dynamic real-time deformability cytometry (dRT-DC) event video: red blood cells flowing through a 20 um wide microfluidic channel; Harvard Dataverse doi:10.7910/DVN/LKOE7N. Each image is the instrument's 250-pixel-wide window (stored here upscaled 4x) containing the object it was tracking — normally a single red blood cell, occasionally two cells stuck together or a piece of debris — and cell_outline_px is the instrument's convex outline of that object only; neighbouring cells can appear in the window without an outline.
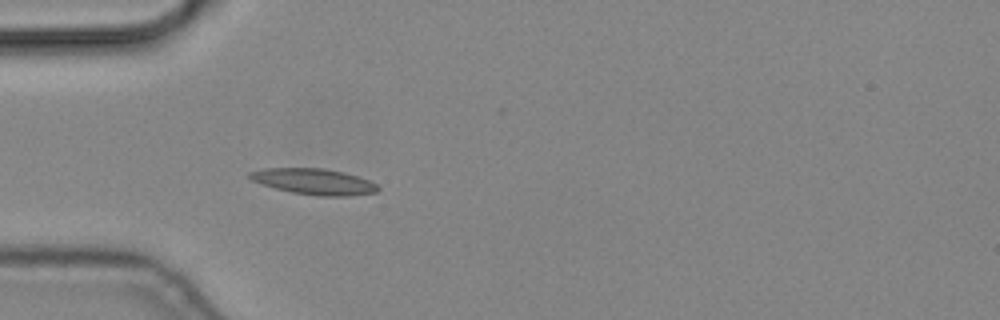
{"species": "common noctule bat (a hibernating species)", "species_latin": "Nyctalus noctula", "temperature_condition": "cold", "stored_images_in_passage": 5, "camera_frame_rate_fps": 3000, "um_per_image_px": 0.085, "animal": {"sex": "male", "body_mass_g": 19.2, "forearm_length_mm": 51.8}, "frame": {"image": 1, "passage_image": 5, "time_ms": 1.333, "image_size_px": [1000, 320], "cell_outline_px": [[380, 188], [376, 192], [352, 196], [316, 196], [292, 192], [276, 188], [252, 180], [248, 176], [248, 172], [264, 168], [324, 168], [344, 172], [368, 180], [376, 184]], "centroid_in_image_um": [26.7, 15.43], "position_along_channel_um": 58.3, "area_um2": 19.31}}